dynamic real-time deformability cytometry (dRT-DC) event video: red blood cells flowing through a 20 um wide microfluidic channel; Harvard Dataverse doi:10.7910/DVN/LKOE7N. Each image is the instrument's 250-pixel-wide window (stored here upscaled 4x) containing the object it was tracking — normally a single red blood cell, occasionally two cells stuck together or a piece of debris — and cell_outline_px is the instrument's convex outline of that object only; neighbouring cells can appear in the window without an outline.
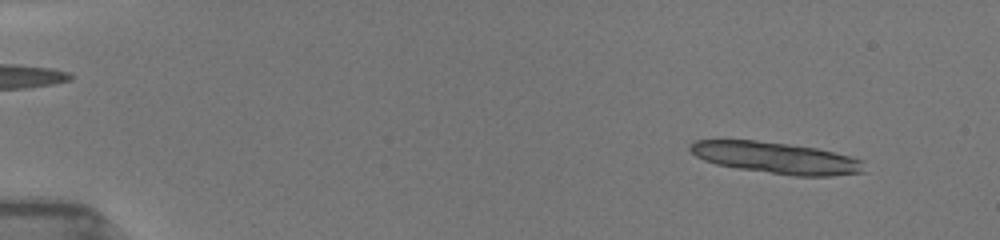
{"species": "common noctule bat (a hibernating species)", "species_latin": "Nyctalus noctula", "temperature_condition": "room temperature", "stored_images_in_passage": 16, "camera_frame_rate_fps": 3000, "um_per_image_px": 0.085, "animal": {"sex": "female", "body_mass_g": 19.5, "forearm_length_mm": 54.1}, "frame": {"image": 1, "passage_image": 3, "time_ms": 0.667, "image_size_px": [1000, 240], "cell_outline_px": [[864, 172], [832, 176], [796, 176], [736, 168], [716, 164], [704, 160], [696, 156], [688, 148], [688, 144], [696, 140], [756, 140], [788, 144], [816, 148], [864, 160]], "centroid_in_image_um": [65.95, 13.42], "position_along_channel_um": 19.0, "area_um2": 31.85}}
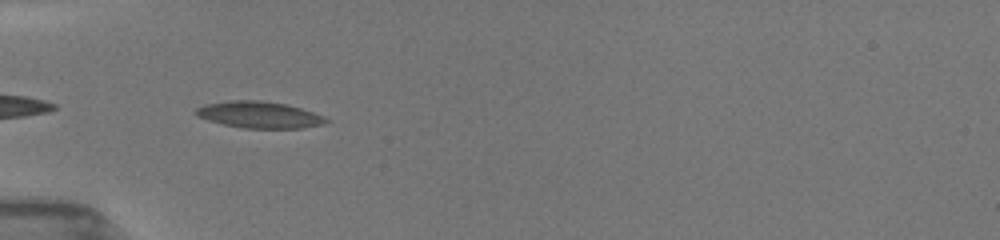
{"frame": {"image": 2, "passage_image": 12, "time_ms": 5.0, "image_size_px": [1000, 240], "cell_outline_px": [[328, 120], [324, 124], [304, 128], [244, 128], [224, 124], [208, 120], [196, 116], [196, 108], [204, 104], [228, 100], [260, 100], [288, 104], [324, 116]], "centroid_in_image_um": [22.03, 9.75], "position_along_channel_um": 63.0, "area_um2": 20.17}}
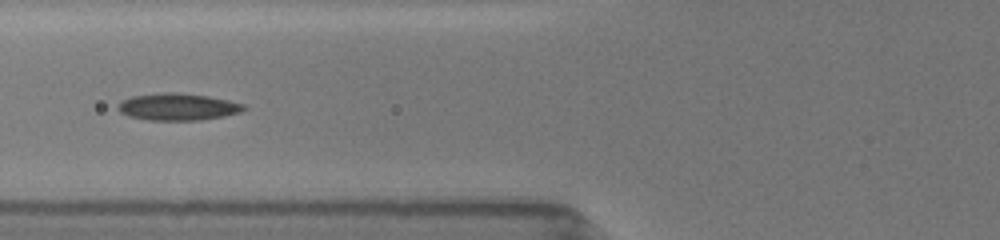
{"frame": {"image": 3, "passage_image": 14, "time_ms": 6.333, "image_size_px": [1000, 240], "cell_outline_px": [[244, 108], [240, 112], [224, 116], [200, 120], [148, 120], [128, 116], [120, 112], [116, 108], [116, 104], [132, 96], [160, 92], [180, 92], [208, 96], [228, 100], [244, 104]], "centroid_in_image_um": [15.07, 9.07], "position_along_channel_um": 110.7, "area_um2": 19.88}}